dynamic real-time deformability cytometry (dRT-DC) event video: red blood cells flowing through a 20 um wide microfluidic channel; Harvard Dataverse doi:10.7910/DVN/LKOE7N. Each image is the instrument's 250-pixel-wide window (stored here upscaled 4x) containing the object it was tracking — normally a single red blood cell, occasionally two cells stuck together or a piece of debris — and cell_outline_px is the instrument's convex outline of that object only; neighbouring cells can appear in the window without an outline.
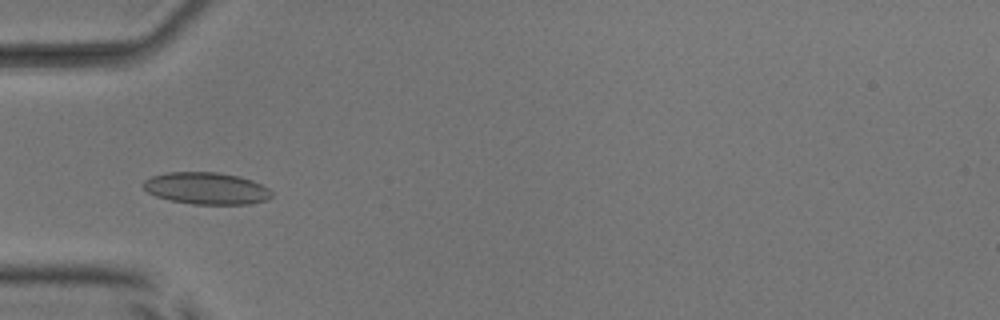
{"species": "common noctule bat (a hibernating species)", "species_latin": "Nyctalus noctula", "temperature_condition": "room temperature", "stored_images_in_passage": 9, "camera_frame_rate_fps": 3000, "um_per_image_px": 0.085, "animal": {"sex": "male", "body_mass_g": 17.9, "forearm_length_mm": 54.2}, "frame": {"image": 1, "passage_image": 2, "time_ms": 0.333, "image_size_px": [1000, 320], "cell_outline_px": [[272, 196], [268, 200], [248, 204], [192, 204], [172, 200], [156, 196], [148, 192], [144, 188], [144, 180], [152, 176], [168, 172], [216, 172], [240, 176], [252, 180], [268, 188], [272, 192]], "centroid_in_image_um": [17.57, 16.01], "position_along_channel_um": 67.4, "area_um2": 23.81}}